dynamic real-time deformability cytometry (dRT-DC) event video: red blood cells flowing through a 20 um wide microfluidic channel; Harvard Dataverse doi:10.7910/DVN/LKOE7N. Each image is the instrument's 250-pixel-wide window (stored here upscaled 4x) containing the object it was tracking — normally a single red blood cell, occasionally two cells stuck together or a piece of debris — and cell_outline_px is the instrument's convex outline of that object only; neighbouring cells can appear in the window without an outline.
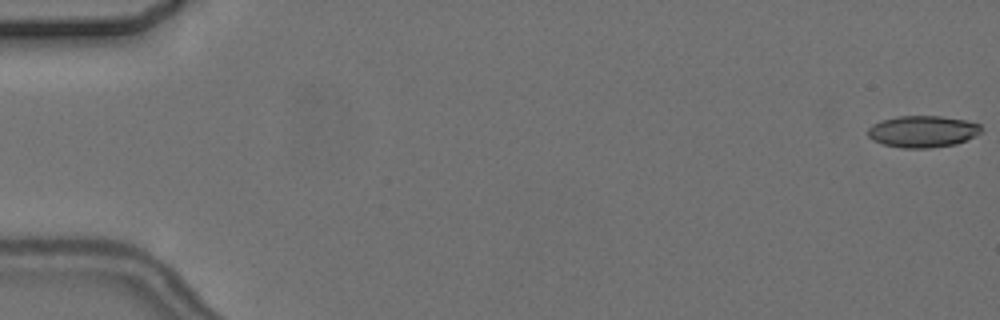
{"species": "common noctule bat (a hibernating species)", "species_latin": "Nyctalus noctula", "temperature_condition": "cold", "stored_images_in_passage": 5, "camera_frame_rate_fps": 3000, "um_per_image_px": 0.085, "animal": {"sex": "female", "body_mass_g": 24.6, "forearm_length_mm": 56.2}, "frame": {"image": 1, "passage_image": 1, "time_ms": 0.0, "image_size_px": [1000, 320], "cell_outline_px": [[984, 132], [976, 136], [956, 144], [928, 148], [900, 148], [884, 144], [872, 140], [868, 136], [868, 128], [872, 124], [880, 120], [896, 116], [940, 116], [964, 120], [980, 124], [984, 128]], "centroid_in_image_um": [78.44, 11.17], "position_along_channel_um": 6.6, "area_um2": 21.21}}
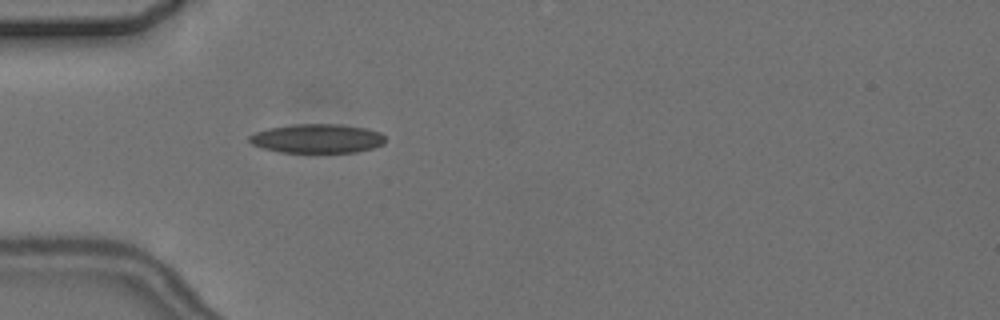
{"frame": {"image": 2, "passage_image": 5, "time_ms": 5.667, "image_size_px": [1000, 320], "cell_outline_px": [[384, 144], [376, 148], [356, 152], [280, 152], [264, 148], [252, 144], [248, 140], [248, 136], [256, 132], [268, 128], [292, 124], [340, 124], [368, 128], [380, 132], [384, 136]], "centroid_in_image_um": [26.99, 11.77], "position_along_channel_um": 58.0, "area_um2": 23.18}}